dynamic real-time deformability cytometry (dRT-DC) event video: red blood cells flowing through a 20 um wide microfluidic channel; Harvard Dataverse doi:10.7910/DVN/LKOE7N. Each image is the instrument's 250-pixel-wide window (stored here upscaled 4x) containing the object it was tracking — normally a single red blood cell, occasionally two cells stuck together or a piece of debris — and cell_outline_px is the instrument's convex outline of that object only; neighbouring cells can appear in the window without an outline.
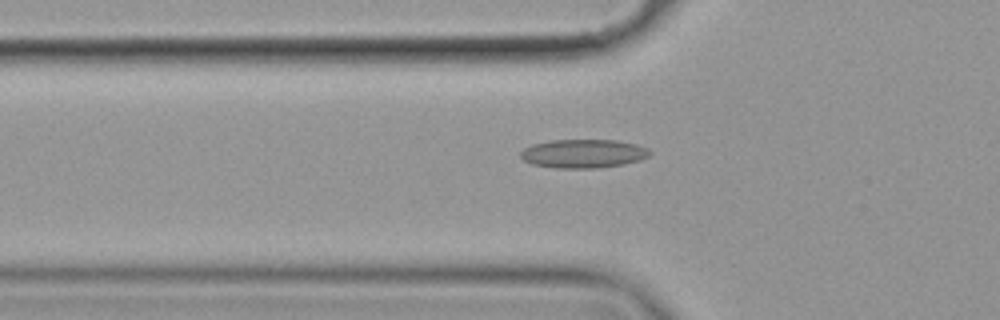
{"species": "common noctule bat (a hibernating species)", "species_latin": "Nyctalus noctula", "temperature_condition": "cold", "stored_images_in_passage": 57, "camera_frame_rate_fps": 3000, "um_per_image_px": 0.085, "animal": {"sex": "female", "body_mass_g": 19.9}, "frame": {"image": 1, "passage_image": 20, "time_ms": 6.333, "image_size_px": [1000, 320], "cell_outline_px": [[652, 152], [648, 156], [640, 160], [624, 164], [596, 168], [556, 168], [532, 164], [524, 160], [520, 156], [520, 152], [524, 148], [532, 144], [552, 140], [616, 140], [636, 144], [648, 148]], "centroid_in_image_um": [49.59, 13.05], "position_along_channel_um": 76.2, "area_um2": 21.62}}
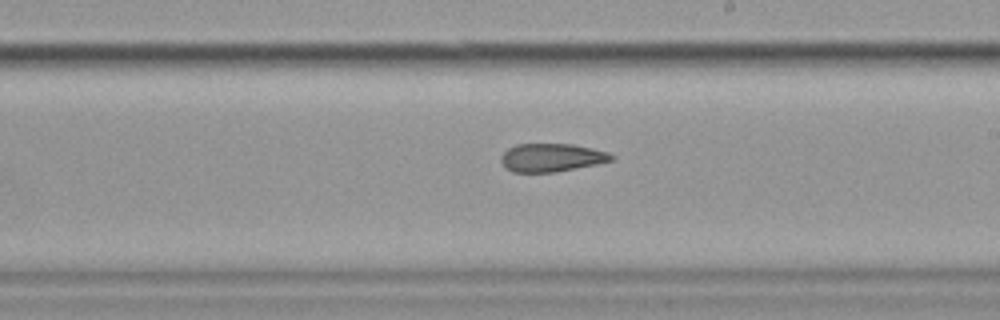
{"frame": {"image": 2, "passage_image": 34, "time_ms": 11.0, "image_size_px": [1000, 320], "cell_outline_px": [[616, 156], [612, 160], [596, 164], [556, 172], [512, 172], [500, 160], [500, 156], [508, 148], [516, 144], [572, 144], [592, 148], [608, 152]], "centroid_in_image_um": [46.89, 13.39], "position_along_channel_um": 242.1, "area_um2": 18.09}}
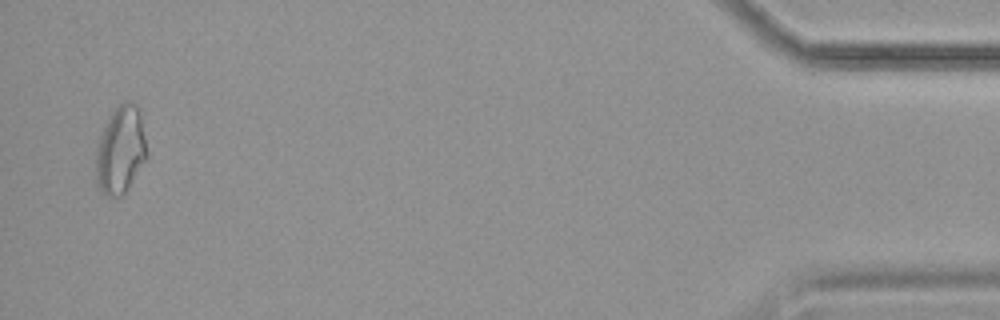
{"frame": {"image": 3, "passage_image": 56, "time_ms": 18.333, "image_size_px": [1000, 320], "cell_outline_px": [[148, 160], [128, 188], [120, 196], [104, 196], [100, 192], [96, 184], [96, 148], [104, 124], [112, 112], [124, 100], [128, 100], [136, 104], [140, 108], [148, 156]], "centroid_in_image_um": [10.26, 12.76], "position_along_channel_um": 424.9, "area_um2": 26.59}, "authors_computed_cell_mechanics": {"area_um2": 20.4034, "velocity_mm_per_s": 3.5492, "shape_relaxation_time_tau1_ms": null, "shape_relaxation_time_tau2_ms": 4.8184, "deformation_change_tau1": null, "deformation_change_tau2": 0.1255}}